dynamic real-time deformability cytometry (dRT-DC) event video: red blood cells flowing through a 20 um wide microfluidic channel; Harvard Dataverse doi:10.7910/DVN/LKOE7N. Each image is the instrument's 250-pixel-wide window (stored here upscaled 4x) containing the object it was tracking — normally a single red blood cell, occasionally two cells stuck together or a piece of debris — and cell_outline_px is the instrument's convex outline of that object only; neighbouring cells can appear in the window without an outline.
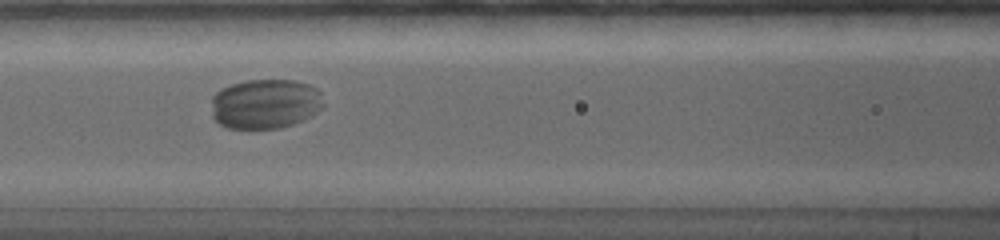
{"species": "common noctule bat (a hibernating species)", "species_latin": "Nyctalus noctula", "temperature_condition": "warm", "stored_images_in_passage": 32, "camera_frame_rate_fps": 5000, "um_per_image_px": 0.085, "animal": {"sex": "female", "body_mass_g": 19.0, "forearm_length_mm": 56.7}, "frame": {"image": 1, "passage_image": 18, "time_ms": 4.8, "image_size_px": [1000, 240], "cell_outline_px": [[324, 108], [312, 116], [304, 120], [280, 128], [228, 128], [220, 124], [212, 116], [212, 96], [220, 88], [244, 80], [296, 80], [308, 84], [316, 88], [320, 92], [324, 104]], "centroid_in_image_um": [22.56, 8.82], "position_along_channel_um": 144.0, "area_um2": 32.89}}
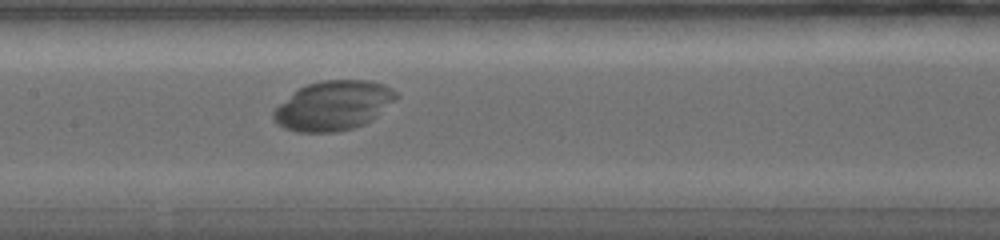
{"frame": {"image": 2, "passage_image": 22, "time_ms": 5.8, "image_size_px": [1000, 240], "cell_outline_px": [[400, 96], [396, 100], [372, 120], [364, 124], [352, 128], [336, 132], [296, 132], [284, 128], [272, 116], [272, 112], [296, 88], [320, 80], [372, 80], [384, 84], [392, 88]], "centroid_in_image_um": [28.37, 8.96], "position_along_channel_um": 179.0, "area_um2": 35.55}}